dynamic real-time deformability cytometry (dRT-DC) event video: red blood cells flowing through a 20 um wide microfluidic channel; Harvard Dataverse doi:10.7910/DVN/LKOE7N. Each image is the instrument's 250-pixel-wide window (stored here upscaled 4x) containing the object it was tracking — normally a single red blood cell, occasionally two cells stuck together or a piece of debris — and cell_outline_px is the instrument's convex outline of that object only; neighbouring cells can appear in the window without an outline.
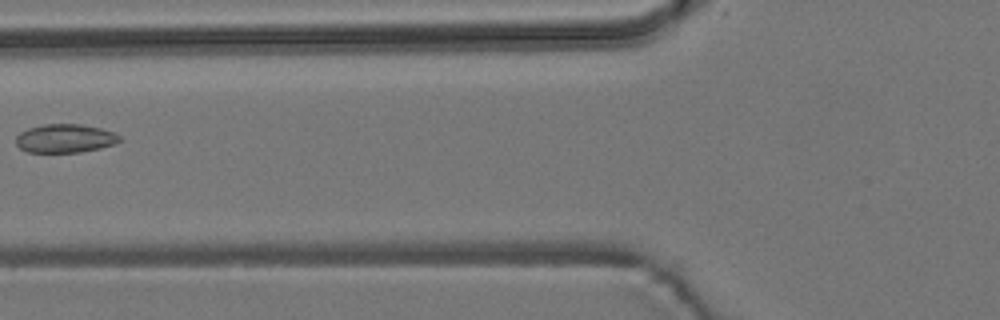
{"species": "common noctule bat (a hibernating species)", "species_latin": "Nyctalus noctula", "temperature_condition": "room temperature", "stored_images_in_passage": 7, "camera_frame_rate_fps": 3000, "um_per_image_px": 0.085, "animal": {"sex": "male", "body_mass_g": 19.2, "forearm_length_mm": 51.8}, "frame": {"image": 1, "passage_image": 6, "time_ms": 6.667, "image_size_px": [1000, 320], "cell_outline_px": [[124, 140], [116, 144], [100, 148], [80, 152], [28, 152], [20, 148], [16, 144], [16, 136], [20, 132], [28, 128], [44, 124], [80, 124], [100, 128], [112, 132], [120, 136]], "centroid_in_image_um": [5.55, 11.76], "position_along_channel_um": 120.3, "area_um2": 17.34}}
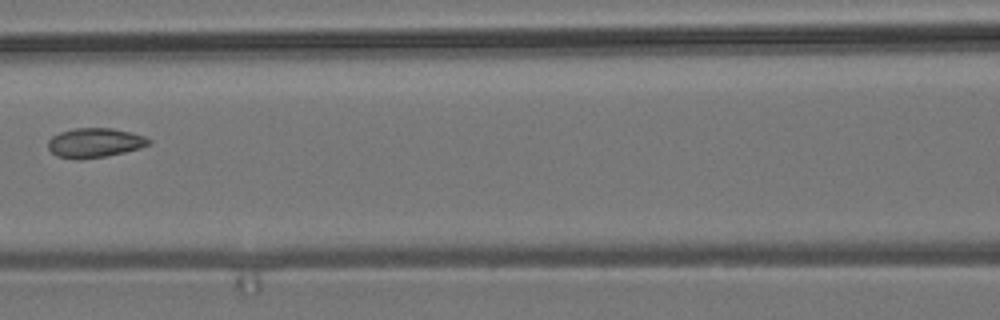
{"frame": {"image": 2, "passage_image": 7, "time_ms": 7.667, "image_size_px": [1000, 320], "cell_outline_px": [[152, 144], [140, 148], [124, 152], [104, 156], [56, 156], [48, 148], [48, 140], [52, 136], [60, 132], [76, 128], [112, 128], [144, 136], [152, 140]], "centroid_in_image_um": [8.1, 12.09], "position_along_channel_um": 158.5, "area_um2": 16.59}}